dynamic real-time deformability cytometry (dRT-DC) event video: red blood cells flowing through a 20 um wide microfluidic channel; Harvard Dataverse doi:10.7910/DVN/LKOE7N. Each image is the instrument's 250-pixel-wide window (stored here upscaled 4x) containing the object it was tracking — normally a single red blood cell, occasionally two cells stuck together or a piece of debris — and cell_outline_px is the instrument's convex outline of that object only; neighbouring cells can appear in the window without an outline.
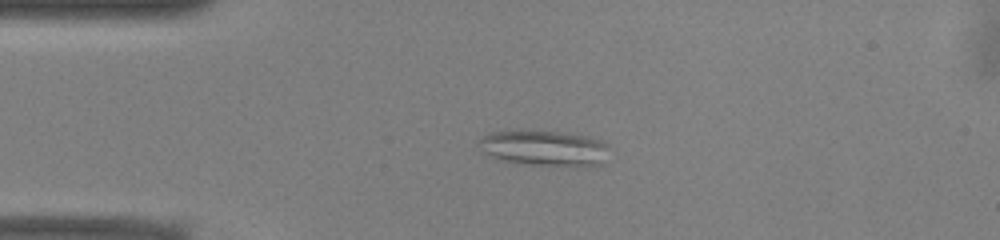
{"species": "common noctule bat (a hibernating species)", "species_latin": "Nyctalus noctula", "temperature_condition": "warm", "stored_images_in_passage": 52, "segment_of_instrument_passage": [1, 2], "camera_frame_rate_fps": 3000, "um_per_image_px": 0.085, "animal": {"sex": "male", "body_mass_g": 13.0, "forearm_length_mm": 53.1}, "frame": {"image": 1, "passage_image": 12, "time_ms": 3.667, "image_size_px": [1000, 240], "cell_outline_px": [[612, 148], [604, 164], [580, 168], [516, 164], [500, 160], [484, 152], [476, 144], [488, 132], [516, 128], [528, 128], [560, 132], [588, 136], [604, 140]], "centroid_in_image_um": [46.32, 12.59], "position_along_channel_um": 38.7, "area_um2": 29.07}}